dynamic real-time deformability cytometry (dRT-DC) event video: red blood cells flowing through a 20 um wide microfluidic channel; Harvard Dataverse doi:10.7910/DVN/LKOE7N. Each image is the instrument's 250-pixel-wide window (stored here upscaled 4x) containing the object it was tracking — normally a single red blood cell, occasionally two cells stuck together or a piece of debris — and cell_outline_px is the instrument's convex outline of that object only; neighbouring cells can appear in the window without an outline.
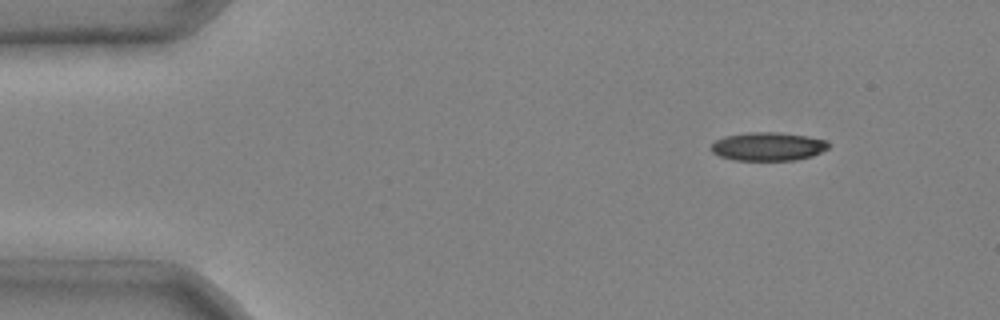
{"species": "common noctule bat (a hibernating species)", "species_latin": "Nyctalus noctula", "temperature_condition": "cold", "stored_images_in_passage": 3, "camera_frame_rate_fps": 3000, "um_per_image_px": 0.085, "animal": {"sex": "male", "body_mass_g": 20.4}, "frame": {"image": 1, "passage_image": 1, "time_ms": 0.0, "image_size_px": [1000, 320], "cell_outline_px": [[828, 148], [812, 156], [796, 160], [736, 160], [720, 156], [712, 152], [712, 144], [716, 140], [724, 136], [748, 132], [780, 132], [808, 136], [828, 140]], "centroid_in_image_um": [65.3, 12.44], "position_along_channel_um": 19.7, "area_um2": 19.48}}